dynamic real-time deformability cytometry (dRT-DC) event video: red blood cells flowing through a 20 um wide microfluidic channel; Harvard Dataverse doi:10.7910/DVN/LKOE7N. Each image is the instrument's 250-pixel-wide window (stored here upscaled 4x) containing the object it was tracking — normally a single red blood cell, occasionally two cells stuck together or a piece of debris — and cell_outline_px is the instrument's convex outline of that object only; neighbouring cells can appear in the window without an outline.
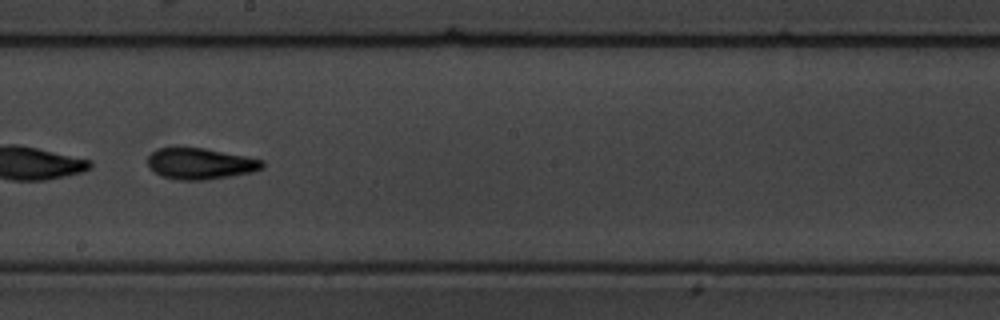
{"species": "common noctule bat (a hibernating species)", "species_latin": "Nyctalus noctula", "temperature_condition": "warm", "stored_images_in_passage": 16, "camera_frame_rate_fps": 3000, "um_per_image_px": 0.085, "animal": {"sex": "male", "body_mass_g": 19.5, "forearm_length_mm": 54.6}, "frame": {"image": 1, "passage_image": 10, "time_ms": 11.333, "image_size_px": [1000, 320], "cell_outline_px": [[264, 168], [252, 172], [204, 180], [180, 180], [160, 176], [148, 168], [148, 156], [156, 148], [204, 148], [264, 160]], "centroid_in_image_um": [17.0, 13.92], "position_along_channel_um": 231.2, "area_um2": 20.75}, "authors_computed_cell_mechanics": {"area_um2": 21.0103, "velocity_mm_per_s": 3.4335, "shape_relaxation_time_tau1_ms": 6.5965, "shape_relaxation_time_tau2_ms": 6.3319, "deformation_change_tau1": 0.2374, "deformation_change_tau2": 0.1527}}